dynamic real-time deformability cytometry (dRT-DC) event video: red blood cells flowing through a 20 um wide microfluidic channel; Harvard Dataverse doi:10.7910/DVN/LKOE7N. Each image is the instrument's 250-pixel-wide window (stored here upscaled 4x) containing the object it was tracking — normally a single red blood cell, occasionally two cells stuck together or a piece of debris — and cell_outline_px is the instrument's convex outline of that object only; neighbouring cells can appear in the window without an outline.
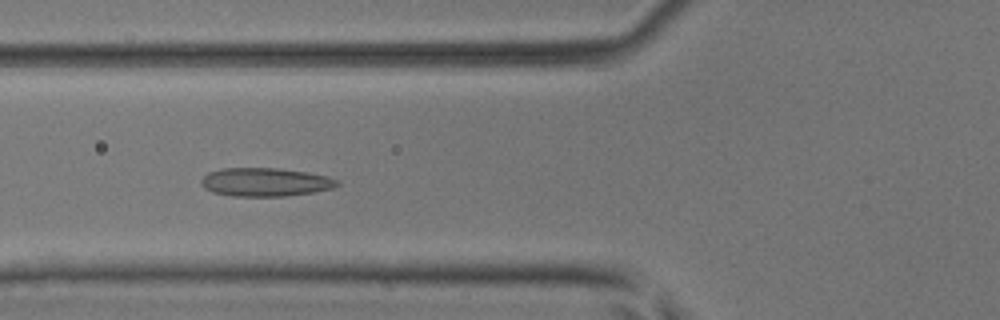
{"species": "common noctule bat (a hibernating species)", "species_latin": "Nyctalus noctula", "temperature_condition": "room temperature", "stored_images_in_passage": 3, "camera_frame_rate_fps": 3000, "um_per_image_px": 0.085, "animal": {"sex": "male", "body_mass_g": 17.9, "forearm_length_mm": 54.2}, "frame": {"image": 1, "passage_image": 2, "time_ms": 0.333, "image_size_px": [1000, 320], "cell_outline_px": [[340, 184], [332, 188], [312, 192], [284, 196], [232, 196], [212, 192], [204, 188], [200, 184], [200, 180], [208, 172], [224, 168], [276, 168], [308, 172], [328, 176], [340, 180]], "centroid_in_image_um": [22.54, 15.47], "position_along_channel_um": 103.3, "area_um2": 22.66}}
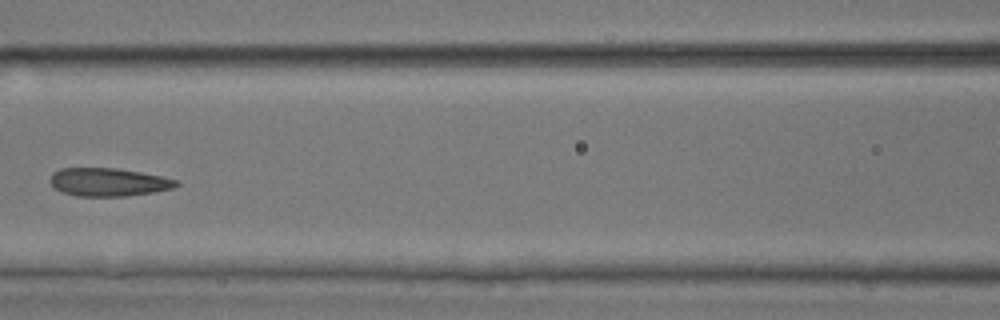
{"frame": {"image": 2, "passage_image": 3, "time_ms": 0.667, "image_size_px": [1000, 320], "cell_outline_px": [[180, 184], [172, 188], [152, 192], [124, 196], [76, 196], [64, 192], [56, 188], [48, 180], [52, 172], [60, 168], [116, 168], [140, 172], [160, 176], [176, 180]], "centroid_in_image_um": [9.17, 15.47], "position_along_channel_um": 157.4, "area_um2": 20.52}}